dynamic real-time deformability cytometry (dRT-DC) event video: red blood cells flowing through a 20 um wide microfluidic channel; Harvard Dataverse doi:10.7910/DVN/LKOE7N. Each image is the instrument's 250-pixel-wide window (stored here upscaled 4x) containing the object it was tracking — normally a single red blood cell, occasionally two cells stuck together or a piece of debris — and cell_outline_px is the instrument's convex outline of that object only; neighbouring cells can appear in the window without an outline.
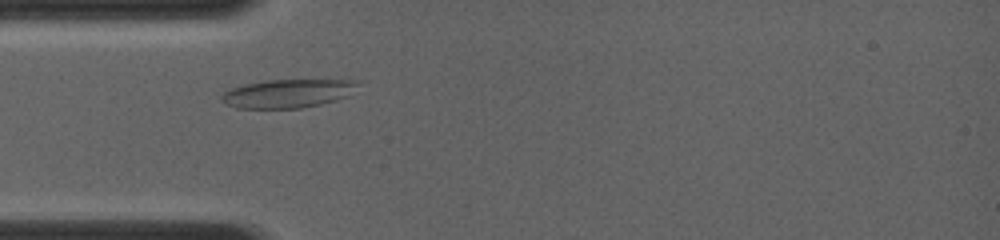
{"species": "common noctule bat (a hibernating species)", "species_latin": "Nyctalus noctula", "temperature_condition": "room temperature", "stored_images_in_passage": 46, "camera_frame_rate_fps": 4000, "um_per_image_px": 0.085, "animal": {"sex": "female", "body_mass_g": 19.0, "forearm_length_mm": 56.7}, "frame": {"image": 1, "passage_image": 12, "time_ms": 2.25, "image_size_px": [1000, 240], "cell_outline_px": [[368, 80], [348, 96], [336, 100], [320, 104], [300, 108], [236, 108], [228, 104], [220, 96], [224, 92], [232, 88], [244, 84], [268, 80]], "centroid_in_image_um": [24.58, 7.93], "position_along_channel_um": 60.4, "area_um2": 22.77}}
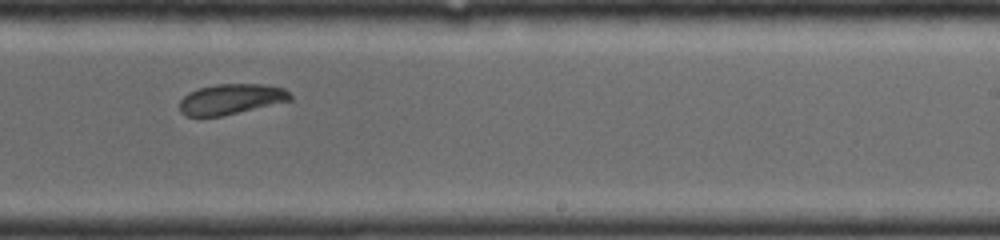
{"frame": {"image": 2, "passage_image": 34, "time_ms": 7.0, "image_size_px": [1000, 240], "cell_outline_px": [[292, 100], [220, 116], [188, 116], [180, 112], [180, 100], [188, 92], [200, 88], [216, 84], [264, 84], [284, 88], [292, 96]], "centroid_in_image_um": [19.63, 8.41], "position_along_channel_um": 269.4, "area_um2": 19.42}}
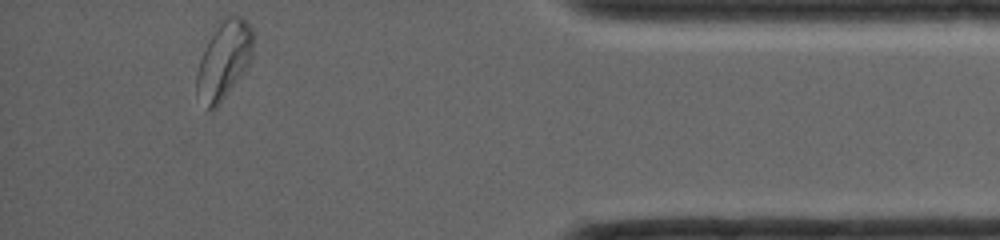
{"frame": {"image": 3, "passage_image": 46, "time_ms": 11.0, "image_size_px": [1000, 240], "cell_outline_px": [[252, 56], [248, 64], [216, 108], [208, 108], [196, 92], [196, 72], [204, 48], [216, 20], [224, 16], [240, 16], [252, 28]], "centroid_in_image_um": [19.0, 5.01], "position_along_channel_um": 416.2, "area_um2": 25.32}}